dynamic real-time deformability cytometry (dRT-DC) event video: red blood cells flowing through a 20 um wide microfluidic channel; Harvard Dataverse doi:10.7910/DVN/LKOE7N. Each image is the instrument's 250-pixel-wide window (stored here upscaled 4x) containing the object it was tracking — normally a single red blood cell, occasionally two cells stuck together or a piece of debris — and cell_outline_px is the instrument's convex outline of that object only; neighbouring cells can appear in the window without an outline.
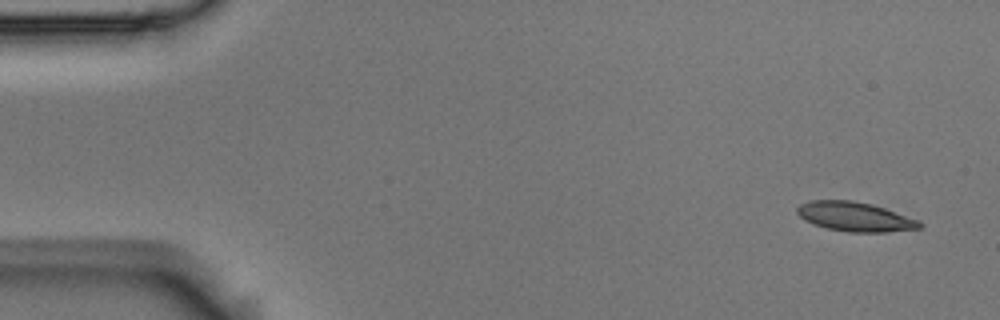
{"species": "Egyptian fruit bat (a non-hibernating species)", "species_latin": "Rousettus aegyptiacus", "temperature_condition": "room temperature", "stored_images_in_passage": 4, "camera_frame_rate_fps": 3000, "um_per_image_px": 0.085, "animal": {"sex": "male"}, "frame": {"image": 1, "passage_image": 1, "time_ms": 0.0, "image_size_px": [1000, 320], "cell_outline_px": [[924, 224], [920, 228], [884, 232], [848, 232], [828, 228], [812, 224], [804, 220], [796, 212], [796, 208], [800, 204], [812, 200], [852, 200], [872, 204], [884, 208], [916, 220]], "centroid_in_image_um": [72.62, 18.41], "position_along_channel_um": 12.4, "area_um2": 20.75}}
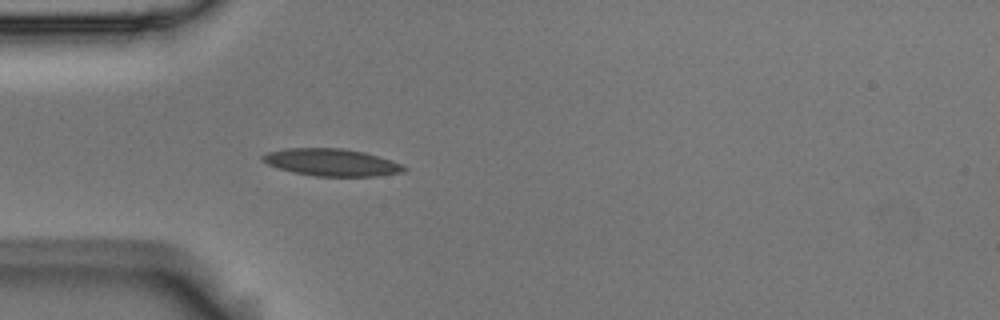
{"frame": {"image": 2, "passage_image": 4, "time_ms": 1.0, "image_size_px": [1000, 320], "cell_outline_px": [[408, 168], [404, 172], [376, 176], [316, 176], [296, 172], [280, 168], [268, 164], [260, 160], [260, 156], [268, 152], [288, 148], [340, 148], [364, 152], [392, 160]], "centroid_in_image_um": [28.2, 13.8], "position_along_channel_um": 56.8, "area_um2": 22.25}}